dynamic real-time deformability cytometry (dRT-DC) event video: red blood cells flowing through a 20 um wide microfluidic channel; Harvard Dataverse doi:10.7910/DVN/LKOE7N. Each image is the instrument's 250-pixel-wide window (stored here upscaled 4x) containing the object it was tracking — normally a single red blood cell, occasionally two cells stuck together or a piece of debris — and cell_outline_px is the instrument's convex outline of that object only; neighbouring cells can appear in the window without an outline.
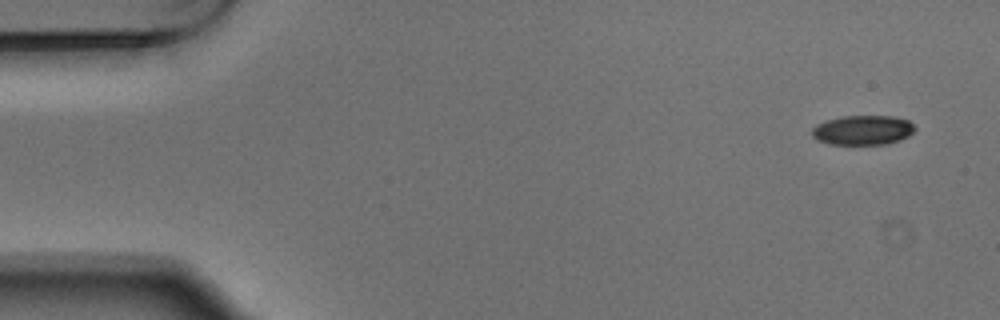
{"species": "Egyptian fruit bat (a non-hibernating species)", "species_latin": "Rousettus aegyptiacus", "temperature_condition": "warm", "stored_images_in_passage": 4, "camera_frame_rate_fps": 3000, "um_per_image_px": 0.085, "animal": {"sex": "male"}, "frame": {"image": 1, "passage_image": 1, "time_ms": 0.0, "image_size_px": [1000, 320], "cell_outline_px": [[916, 128], [908, 136], [900, 140], [888, 144], [828, 144], [816, 140], [812, 136], [812, 128], [816, 124], [824, 120], [844, 116], [896, 116], [908, 120]], "centroid_in_image_um": [73.31, 11.06], "position_along_channel_um": 11.7, "area_um2": 17.92}}
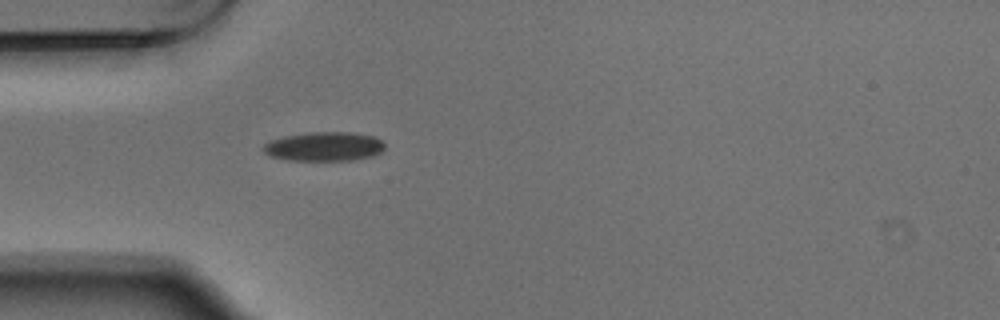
{"frame": {"image": 2, "passage_image": 4, "time_ms": 1.0, "image_size_px": [1000, 320], "cell_outline_px": [[384, 148], [380, 152], [372, 156], [352, 160], [288, 160], [272, 156], [264, 152], [264, 144], [272, 140], [284, 136], [308, 132], [352, 132], [372, 136], [380, 140], [384, 144]], "centroid_in_image_um": [27.56, 12.45], "position_along_channel_um": 57.4, "area_um2": 20.4}}